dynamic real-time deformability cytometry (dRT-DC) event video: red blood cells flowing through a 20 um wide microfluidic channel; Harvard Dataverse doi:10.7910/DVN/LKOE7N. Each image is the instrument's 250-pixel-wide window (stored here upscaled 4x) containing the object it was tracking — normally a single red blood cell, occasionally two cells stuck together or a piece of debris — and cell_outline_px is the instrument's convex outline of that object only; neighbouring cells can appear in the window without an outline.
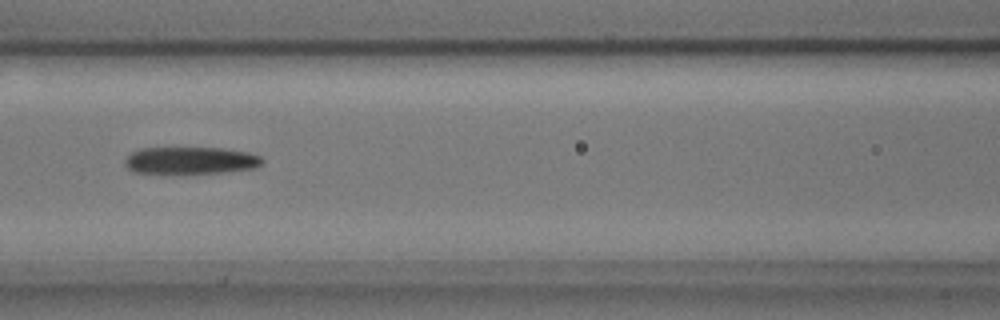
{"species": "common noctule bat (a hibernating species)", "species_latin": "Nyctalus noctula", "temperature_condition": "cold", "stored_images_in_passage": 8, "camera_frame_rate_fps": 3000, "um_per_image_px": 0.085, "animal": {"sex": "male", "body_mass_g": 17.9, "forearm_length_mm": 54.2}, "frame": {"image": 1, "passage_image": 5, "time_ms": 1.333, "image_size_px": [1000, 320], "cell_outline_px": [[264, 160], [256, 168], [224, 172], [184, 176], [160, 176], [132, 172], [124, 164], [124, 160], [132, 152], [140, 148], [220, 148], [248, 152], [260, 156]], "centroid_in_image_um": [16.11, 13.7], "position_along_channel_um": 150.5, "area_um2": 23.0}}
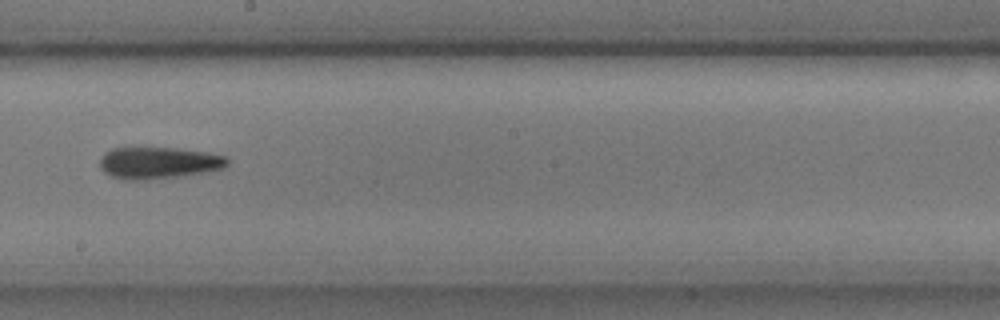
{"frame": {"image": 2, "passage_image": 7, "time_ms": 2.0, "image_size_px": [1000, 320], "cell_outline_px": [[228, 164], [224, 168], [184, 176], [144, 180], [128, 180], [112, 176], [104, 172], [100, 168], [100, 160], [104, 152], [112, 148], [176, 148], [208, 152], [224, 156], [228, 160]], "centroid_in_image_um": [13.47, 13.84], "position_along_channel_um": 234.7, "area_um2": 23.64}}
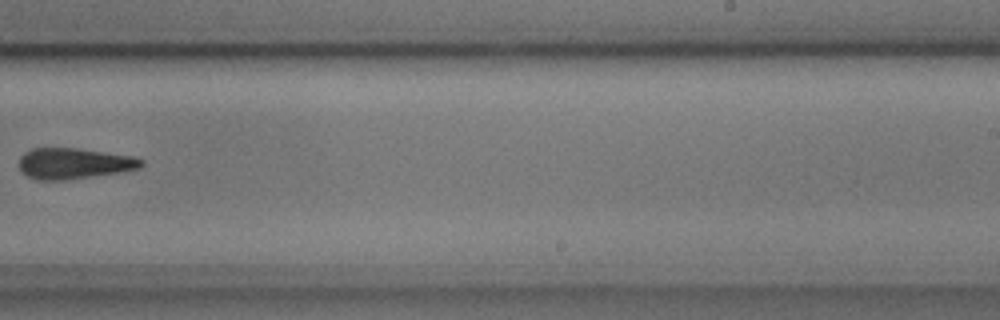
{"frame": {"image": 3, "passage_image": 8, "time_ms": 2.333, "image_size_px": [1000, 320], "cell_outline_px": [[144, 164], [140, 168], [120, 172], [64, 180], [40, 180], [28, 176], [16, 164], [20, 156], [24, 152], [32, 148], [76, 148], [136, 156], [144, 160]], "centroid_in_image_um": [6.29, 13.88], "position_along_channel_um": 282.7, "area_um2": 22.14}}